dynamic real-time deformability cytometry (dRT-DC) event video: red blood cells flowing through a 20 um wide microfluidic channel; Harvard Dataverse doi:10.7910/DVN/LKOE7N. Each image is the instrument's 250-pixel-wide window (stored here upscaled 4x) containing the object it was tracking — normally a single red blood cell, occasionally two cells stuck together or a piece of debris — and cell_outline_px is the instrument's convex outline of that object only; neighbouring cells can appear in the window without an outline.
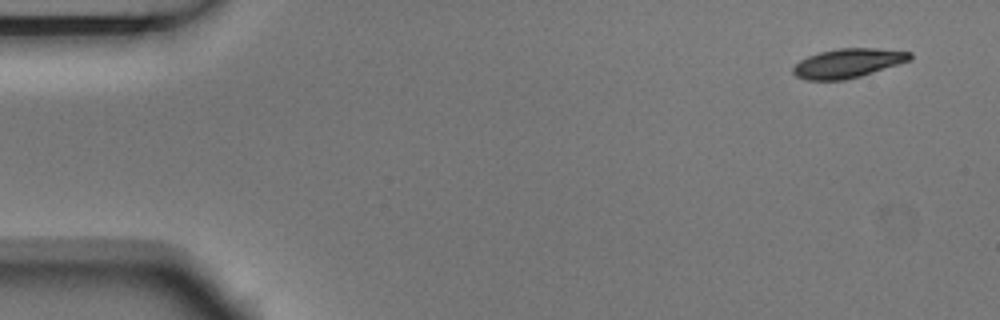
{"species": "Egyptian fruit bat (a non-hibernating species)", "species_latin": "Rousettus aegyptiacus", "temperature_condition": "room temperature", "stored_images_in_passage": 8, "camera_frame_rate_fps": 3000, "um_per_image_px": 0.085, "animal": {"sex": "male"}, "frame": {"image": 1, "passage_image": 1, "time_ms": 0.0, "image_size_px": [1000, 320], "cell_outline_px": [[912, 56], [908, 60], [860, 76], [844, 80], [808, 80], [796, 76], [792, 72], [792, 68], [800, 60], [808, 56], [820, 52], [836, 48], [876, 48], [912, 52]], "centroid_in_image_um": [72.02, 5.36], "position_along_channel_um": 13.0, "area_um2": 19.59}}
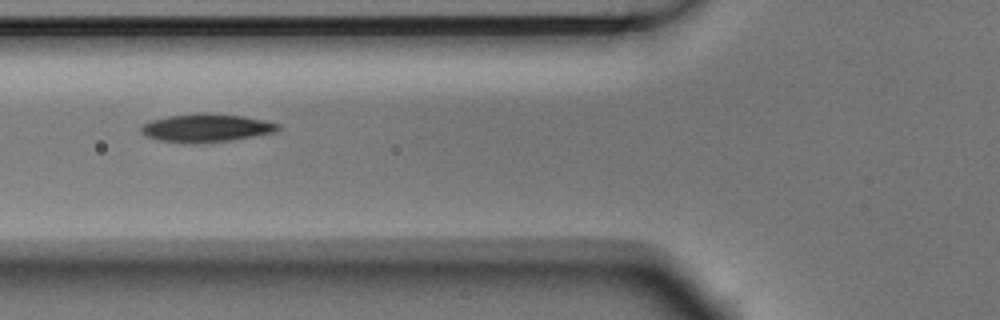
{"frame": {"image": 2, "passage_image": 6, "time_ms": 1.667, "image_size_px": [1000, 320], "cell_outline_px": [[280, 128], [276, 132], [232, 140], [196, 144], [192, 144], [160, 140], [144, 136], [140, 132], [140, 128], [144, 124], [152, 120], [168, 116], [204, 112], [244, 116], [264, 120], [280, 124]], "centroid_in_image_um": [17.53, 10.88], "position_along_channel_um": 108.3, "area_um2": 22.66}}
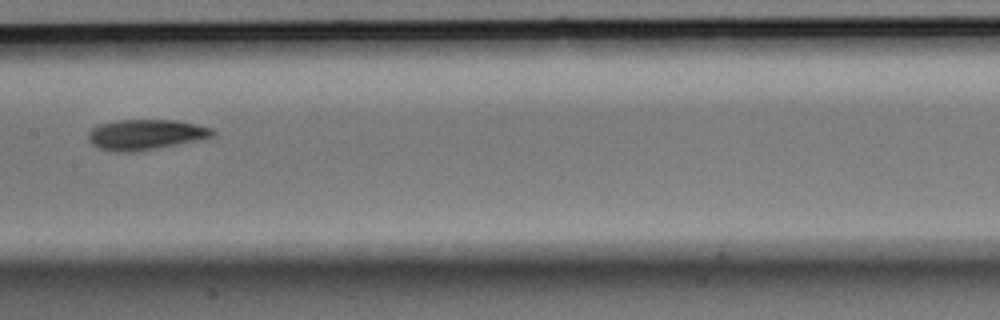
{"frame": {"image": 3, "passage_image": 8, "time_ms": 2.333, "image_size_px": [1000, 320], "cell_outline_px": [[216, 132], [212, 136], [196, 140], [136, 152], [112, 152], [100, 148], [92, 144], [88, 140], [88, 132], [92, 128], [100, 124], [116, 120], [176, 120], [196, 124], [212, 128]], "centroid_in_image_um": [12.34, 11.44], "position_along_channel_um": 195.1, "area_um2": 21.91}}